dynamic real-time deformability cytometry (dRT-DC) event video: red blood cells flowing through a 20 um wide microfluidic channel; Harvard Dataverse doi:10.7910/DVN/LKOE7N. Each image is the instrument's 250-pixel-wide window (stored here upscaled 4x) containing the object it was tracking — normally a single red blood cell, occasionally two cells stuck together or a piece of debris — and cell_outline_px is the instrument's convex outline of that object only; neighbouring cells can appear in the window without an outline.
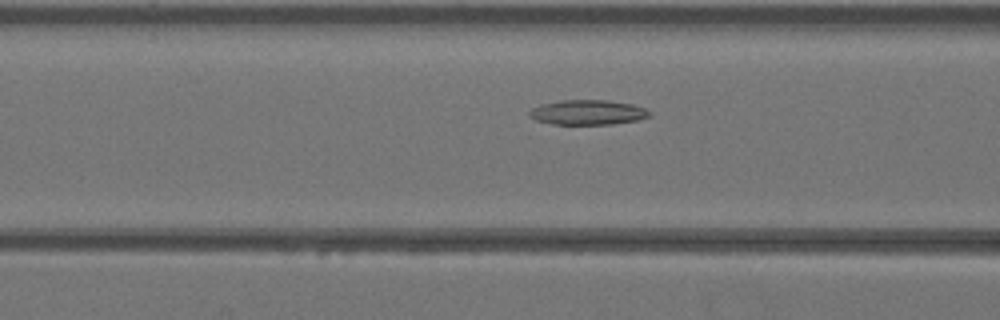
{"species": "Egyptian fruit bat (a non-hibernating species)", "species_latin": "Rousettus aegyptiacus", "temperature_condition": "warm", "stored_images_in_passage": 30, "camera_frame_rate_fps": 3000, "um_per_image_px": 0.085, "animal": {"sex": "female"}, "frame": {"image": 1, "passage_image": 4, "time_ms": 1.0, "image_size_px": [1000, 320], "cell_outline_px": [[652, 116], [636, 120], [612, 124], [552, 124], [536, 120], [528, 116], [528, 112], [532, 108], [540, 104], [560, 100], [608, 100], [632, 104], [644, 108], [652, 112]], "centroid_in_image_um": [49.95, 9.54], "position_along_channel_um": 116.7, "area_um2": 17.51}}
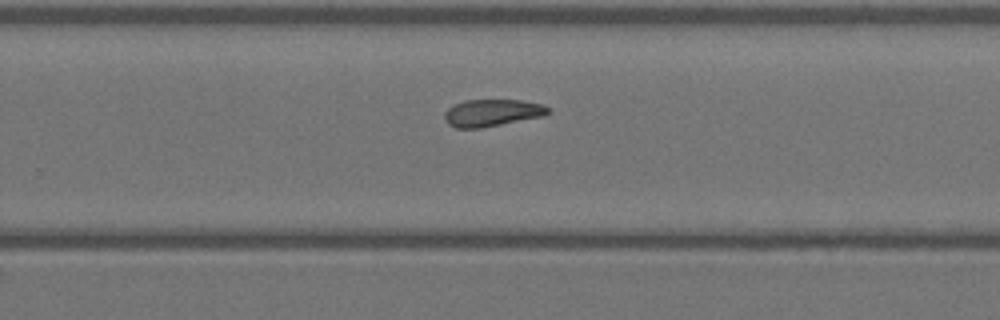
{"frame": {"image": 2, "passage_image": 15, "time_ms": 4.667, "image_size_px": [1000, 320], "cell_outline_px": [[548, 112], [544, 116], [480, 128], [456, 128], [448, 124], [444, 120], [444, 112], [452, 104], [464, 100], [520, 100], [544, 104], [548, 108]], "centroid_in_image_um": [41.78, 9.58], "position_along_channel_um": 288.0, "area_um2": 16.42}}
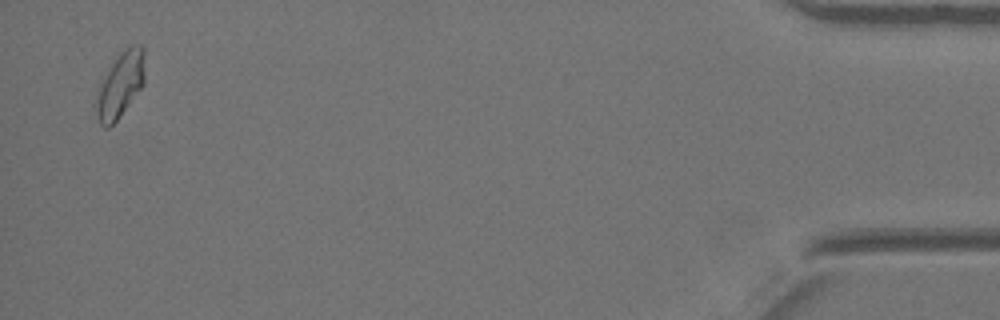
{"frame": {"image": 3, "passage_image": 29, "time_ms": 9.333, "image_size_px": [1000, 320], "cell_outline_px": [[144, 84], [120, 116], [108, 128], [104, 128], [100, 124], [92, 104], [100, 84], [116, 56], [128, 44], [140, 44], [144, 48]], "centroid_in_image_um": [10.2, 7.2], "position_along_channel_um": 425.0, "area_um2": 18.84}}